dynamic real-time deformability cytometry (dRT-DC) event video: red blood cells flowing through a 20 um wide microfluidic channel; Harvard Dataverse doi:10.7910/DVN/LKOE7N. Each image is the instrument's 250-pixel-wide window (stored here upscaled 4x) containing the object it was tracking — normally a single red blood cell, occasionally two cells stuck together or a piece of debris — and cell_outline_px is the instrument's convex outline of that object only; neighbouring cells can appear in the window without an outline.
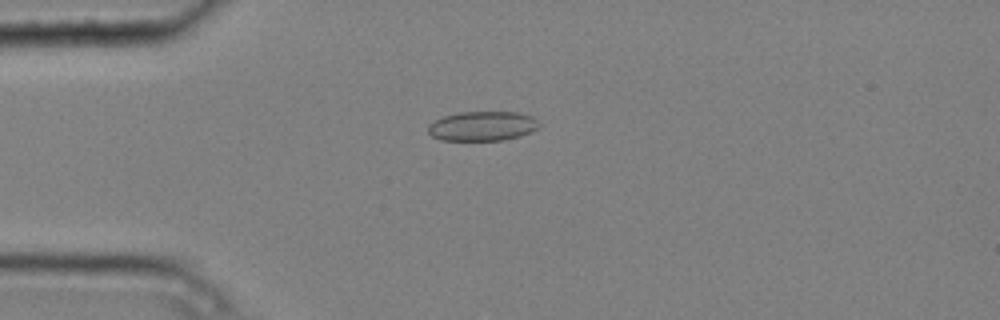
{"species": "common noctule bat (a hibernating species)", "species_latin": "Nyctalus noctula", "temperature_condition": "cold", "stored_images_in_passage": 4, "camera_frame_rate_fps": 3000, "um_per_image_px": 0.085, "animal": {"sex": "male", "body_mass_g": 20.4}, "frame": {"image": 1, "passage_image": 4, "time_ms": 1.0, "image_size_px": [1000, 320], "cell_outline_px": [[540, 128], [532, 132], [520, 136], [504, 140], [440, 140], [432, 136], [428, 132], [428, 124], [444, 116], [460, 112], [516, 112], [532, 116], [540, 124]], "centroid_in_image_um": [41.03, 10.72], "position_along_channel_um": 44.0, "area_um2": 19.19}}